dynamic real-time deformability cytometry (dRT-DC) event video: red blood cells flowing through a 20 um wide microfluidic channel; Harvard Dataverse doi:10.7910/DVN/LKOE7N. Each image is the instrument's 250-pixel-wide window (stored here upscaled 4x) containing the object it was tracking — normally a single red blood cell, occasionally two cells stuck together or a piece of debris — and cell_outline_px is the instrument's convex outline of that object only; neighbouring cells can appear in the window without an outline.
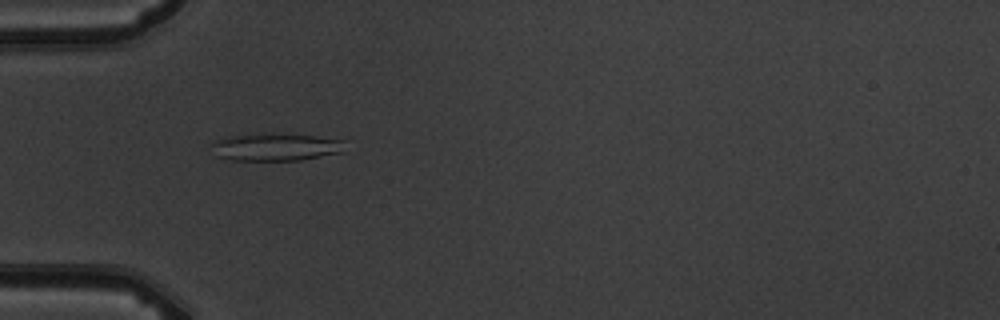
{"species": "common noctule bat (a hibernating species)", "species_latin": "Nyctalus noctula", "temperature_condition": "warm", "stored_images_in_passage": 2, "camera_frame_rate_fps": 3000, "um_per_image_px": 0.085, "animal": {"sex": "male", "body_mass_g": 19.5, "forearm_length_mm": 54.6}, "frame": {"image": 1, "passage_image": 1, "time_ms": 0.0, "image_size_px": [1000, 320], "cell_outline_px": [[344, 152], [300, 160], [232, 160], [216, 156], [212, 144], [224, 136], [272, 132], [316, 136], [344, 140]], "centroid_in_image_um": [23.45, 12.48], "position_along_channel_um": 61.5, "area_um2": 21.68}}
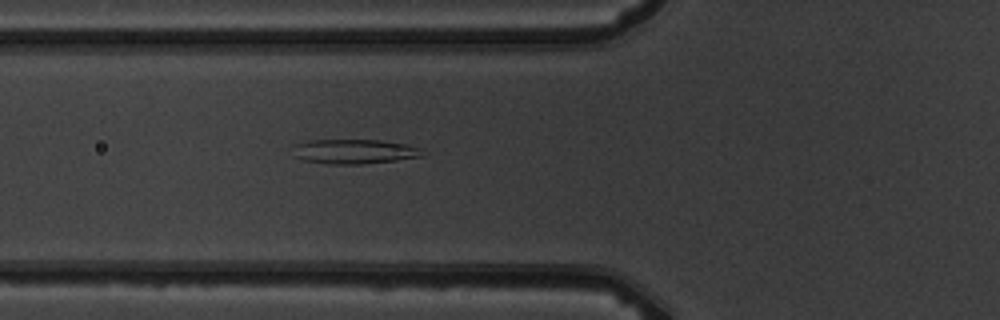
{"frame": {"image": 2, "passage_image": 2, "time_ms": 1.0, "image_size_px": [1000, 320], "cell_outline_px": [[424, 156], [396, 160], [360, 164], [328, 164], [304, 160], [296, 156], [292, 144], [308, 140], [380, 140], [404, 144], [420, 148]], "centroid_in_image_um": [30.08, 12.87], "position_along_channel_um": 95.7, "area_um2": 18.44}}